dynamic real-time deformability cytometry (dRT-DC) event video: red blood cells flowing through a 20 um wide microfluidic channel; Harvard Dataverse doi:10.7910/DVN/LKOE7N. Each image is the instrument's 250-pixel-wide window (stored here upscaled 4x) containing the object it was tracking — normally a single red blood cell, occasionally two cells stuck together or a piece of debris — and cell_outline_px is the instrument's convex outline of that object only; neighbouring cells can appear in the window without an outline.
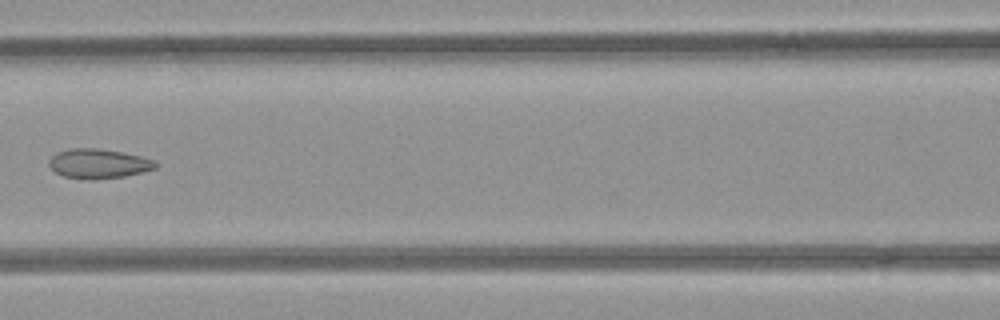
{"species": "common noctule bat (a hibernating species)", "species_latin": "Nyctalus noctula", "temperature_condition": "room temperature", "stored_images_in_passage": 9, "camera_frame_rate_fps": 3000, "um_per_image_px": 0.085, "animal": {"sex": "female", "body_mass_g": 21.9}, "frame": {"image": 1, "passage_image": 7, "time_ms": 2.0, "image_size_px": [1000, 320], "cell_outline_px": [[156, 168], [124, 176], [96, 180], [88, 180], [64, 176], [56, 172], [48, 164], [48, 160], [52, 156], [60, 152], [72, 148], [96, 148], [120, 152], [140, 156], [156, 160]], "centroid_in_image_um": [8.37, 13.92], "position_along_channel_um": 158.2, "area_um2": 18.15}}
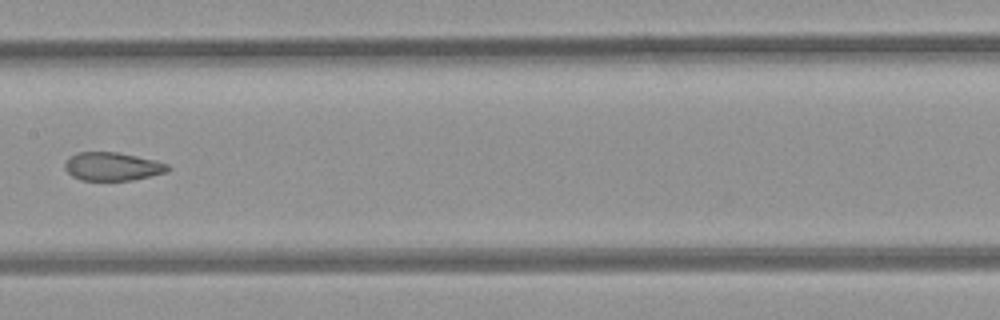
{"frame": {"image": 2, "passage_image": 8, "time_ms": 2.333, "image_size_px": [1000, 320], "cell_outline_px": [[172, 168], [168, 172], [132, 180], [80, 180], [72, 176], [64, 168], [64, 160], [68, 156], [80, 152], [120, 152], [156, 160], [168, 164]], "centroid_in_image_um": [9.56, 14.14], "position_along_channel_um": 197.8, "area_um2": 17.28}}
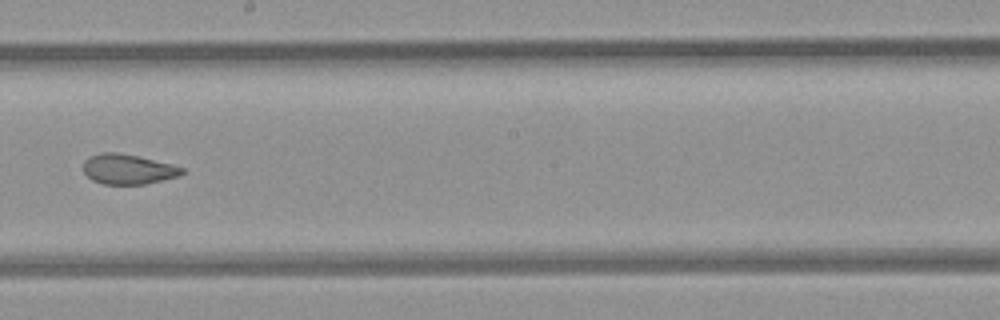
{"frame": {"image": 3, "passage_image": 9, "time_ms": 2.667, "image_size_px": [1000, 320], "cell_outline_px": [[184, 172], [180, 176], [144, 184], [104, 184], [92, 180], [84, 172], [84, 160], [88, 156], [100, 152], [116, 152], [140, 156], [172, 164], [184, 168]], "centroid_in_image_um": [10.88, 14.36], "position_along_channel_um": 237.3, "area_um2": 17.4}}